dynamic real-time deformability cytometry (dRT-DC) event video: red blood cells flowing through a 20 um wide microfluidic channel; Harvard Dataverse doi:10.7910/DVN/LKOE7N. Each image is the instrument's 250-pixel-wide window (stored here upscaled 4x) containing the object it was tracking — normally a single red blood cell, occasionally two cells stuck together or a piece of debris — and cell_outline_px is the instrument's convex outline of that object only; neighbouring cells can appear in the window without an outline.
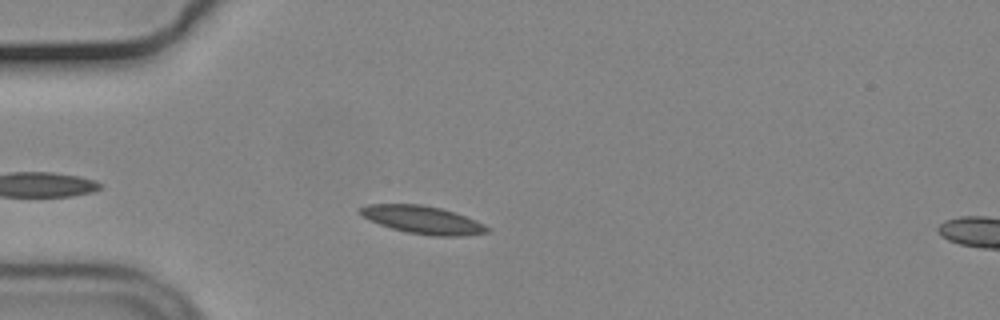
{"species": "common noctule bat (a hibernating species)", "species_latin": "Nyctalus noctula", "temperature_condition": "cold", "stored_images_in_passage": 42, "camera_frame_rate_fps": 3000, "um_per_image_px": 0.085, "animal": {"sex": "male", "body_mass_g": 19.2, "forearm_length_mm": 51.8}, "frame": {"image": 1, "passage_image": 6, "time_ms": 1.667, "image_size_px": [1000, 320], "cell_outline_px": [[492, 228], [488, 232], [464, 236], [432, 236], [408, 232], [392, 228], [368, 220], [360, 212], [360, 208], [368, 204], [420, 204], [440, 208], [476, 220]], "centroid_in_image_um": [35.96, 18.69], "position_along_channel_um": 49.0, "area_um2": 20.4}}
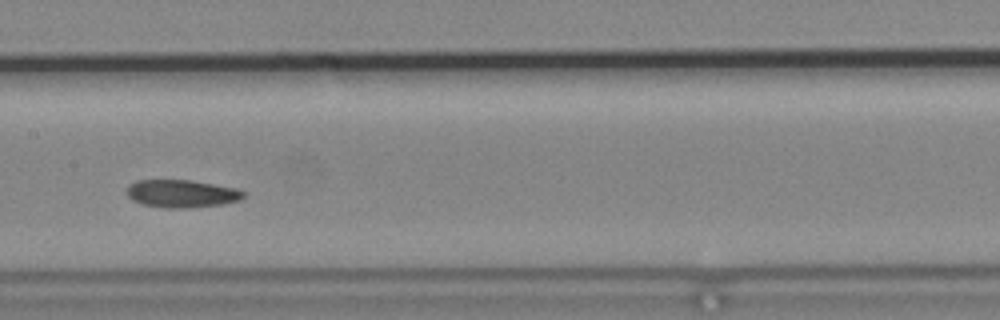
{"frame": {"image": 2, "passage_image": 19, "time_ms": 6.0, "image_size_px": [1000, 320], "cell_outline_px": [[244, 196], [240, 200], [224, 204], [188, 208], [164, 208], [144, 204], [132, 200], [128, 196], [128, 184], [136, 180], [188, 180], [236, 188], [244, 192]], "centroid_in_image_um": [15.44, 16.46], "position_along_channel_um": 192.0, "area_um2": 18.79}}
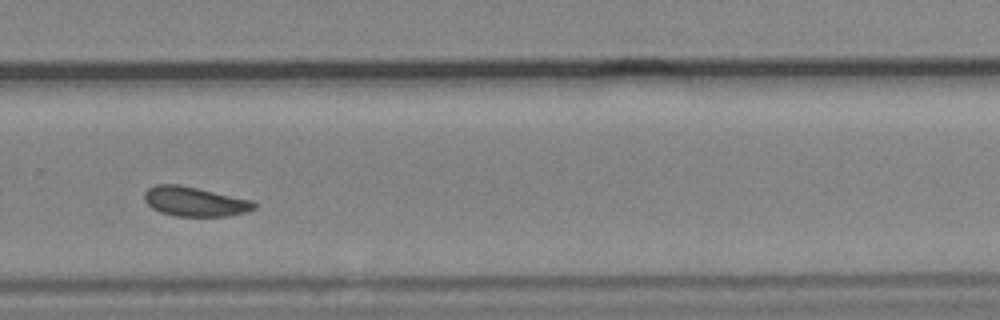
{"frame": {"image": 3, "passage_image": 29, "time_ms": 9.333, "image_size_px": [1000, 320], "cell_outline_px": [[256, 208], [248, 212], [228, 216], [176, 216], [160, 212], [152, 208], [144, 200], [144, 192], [148, 188], [156, 184], [180, 184], [252, 200], [256, 204]], "centroid_in_image_um": [16.55, 17.13], "position_along_channel_um": 313.2, "area_um2": 19.02}, "authors_computed_cell_mechanics": {"area_um2": 19.074, "velocity_mm_per_s": 3.6559, "shape_relaxation_time_tau1_ms": null, "shape_relaxation_time_tau2_ms": 4.0932, "deformation_change_tau1": null, "deformation_change_tau2": 0.0795}}